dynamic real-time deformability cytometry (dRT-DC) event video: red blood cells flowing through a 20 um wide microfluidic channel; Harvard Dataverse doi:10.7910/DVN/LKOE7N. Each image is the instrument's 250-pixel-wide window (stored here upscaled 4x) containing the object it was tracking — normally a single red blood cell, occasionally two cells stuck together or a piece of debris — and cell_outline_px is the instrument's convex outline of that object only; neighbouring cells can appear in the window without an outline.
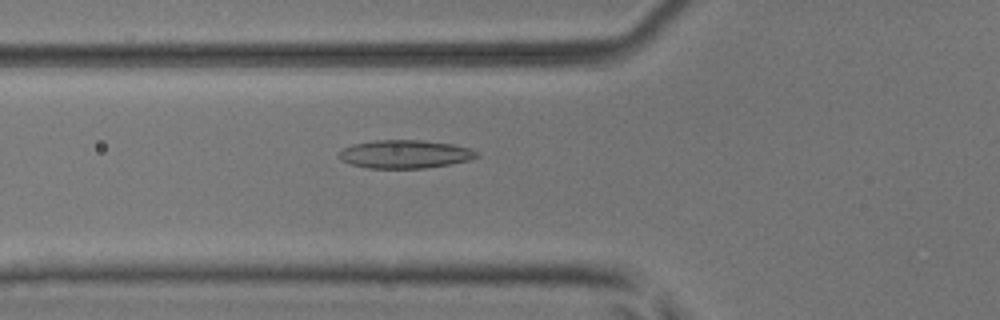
{"species": "common noctule bat (a hibernating species)", "species_latin": "Nyctalus noctula", "temperature_condition": "room temperature", "stored_images_in_passage": 52, "camera_frame_rate_fps": 3000, "um_per_image_px": 0.085, "animal": {"sex": "male", "body_mass_g": 17.9, "forearm_length_mm": 54.2}, "frame": {"image": 1, "passage_image": 19, "time_ms": 6.0, "image_size_px": [1000, 320], "cell_outline_px": [[480, 156], [468, 160], [452, 164], [424, 168], [368, 168], [348, 164], [340, 160], [340, 152], [344, 148], [352, 144], [372, 140], [420, 140], [452, 144], [472, 148]], "centroid_in_image_um": [34.42, 13.1], "position_along_channel_um": 91.4, "area_um2": 22.77}}
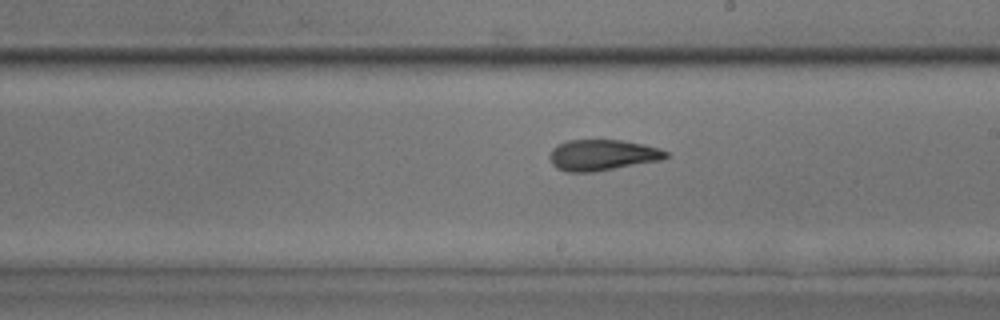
{"frame": {"image": 2, "passage_image": 30, "time_ms": 9.667, "image_size_px": [1000, 320], "cell_outline_px": [[668, 156], [660, 160], [592, 172], [568, 172], [556, 168], [552, 164], [548, 156], [552, 148], [556, 144], [568, 140], [620, 140], [644, 144], [660, 148], [668, 152]], "centroid_in_image_um": [51.16, 13.17], "position_along_channel_um": 237.8, "area_um2": 20.98}}
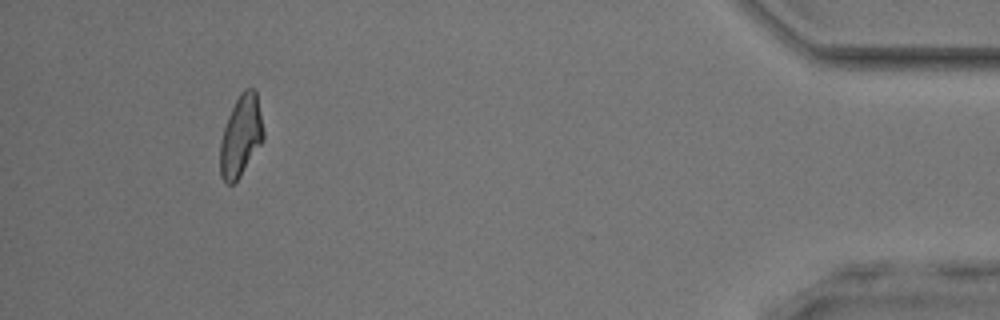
{"frame": {"image": 3, "passage_image": 48, "time_ms": 15.667, "image_size_px": [1000, 320], "cell_outline_px": [[264, 140], [240, 176], [232, 184], [228, 184], [220, 176], [220, 140], [228, 116], [240, 92], [244, 88], [256, 88], [264, 132]], "centroid_in_image_um": [20.48, 11.53], "position_along_channel_um": 414.7, "area_um2": 20.52}, "authors_computed_cell_mechanics": {"area_um2": 21.1837, "velocity_mm_per_s": 4.0083, "shape_relaxation_time_tau1_ms": 7.976, "shape_relaxation_time_tau2_ms": 2.9388, "deformation_change_tau1": 0.1846, "deformation_change_tau2": 0.1078}}